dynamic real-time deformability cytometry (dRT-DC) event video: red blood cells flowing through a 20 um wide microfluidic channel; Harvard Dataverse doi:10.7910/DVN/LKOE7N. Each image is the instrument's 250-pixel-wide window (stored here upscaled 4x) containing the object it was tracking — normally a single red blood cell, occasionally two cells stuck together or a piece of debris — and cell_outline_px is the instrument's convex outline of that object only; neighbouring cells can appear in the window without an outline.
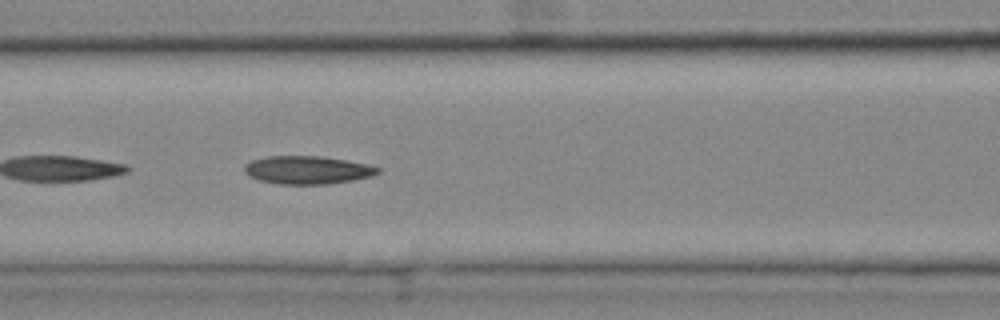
{"species": "common noctule bat (a hibernating species)", "species_latin": "Nyctalus noctula", "temperature_condition": "cold", "stored_images_in_passage": 24, "camera_frame_rate_fps": 3000, "um_per_image_px": 0.085, "animal": {"sex": "female", "body_mass_g": 25.1}, "frame": {"image": 1, "passage_image": 8, "time_ms": 2.333, "image_size_px": [1000, 320], "cell_outline_px": [[380, 172], [372, 176], [352, 180], [328, 184], [276, 184], [260, 180], [248, 176], [244, 172], [244, 164], [252, 160], [268, 156], [320, 156], [348, 160], [368, 164], [380, 168]], "centroid_in_image_um": [26.12, 14.45], "position_along_channel_um": 140.5, "area_um2": 21.96}}